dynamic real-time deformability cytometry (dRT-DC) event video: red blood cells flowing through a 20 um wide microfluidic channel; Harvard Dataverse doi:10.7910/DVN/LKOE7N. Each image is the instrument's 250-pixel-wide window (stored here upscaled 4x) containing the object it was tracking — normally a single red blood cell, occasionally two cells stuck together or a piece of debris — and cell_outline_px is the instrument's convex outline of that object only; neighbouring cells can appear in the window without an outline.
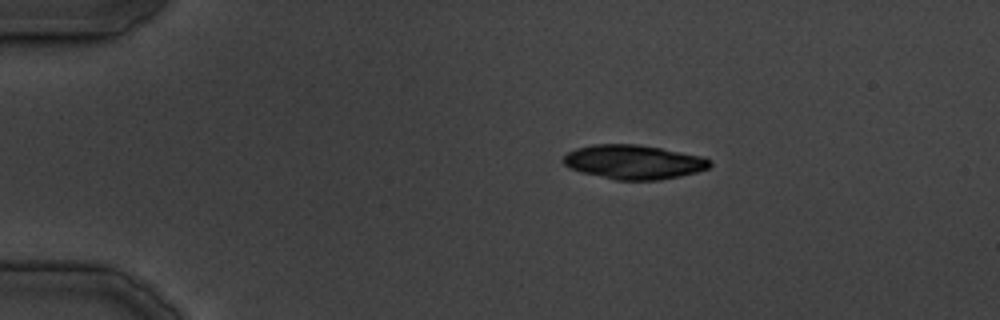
{"species": "common noctule bat (a hibernating species)", "species_latin": "Nyctalus noctula", "temperature_condition": "cold", "stored_images_in_passage": 30, "camera_frame_rate_fps": 3000, "um_per_image_px": 0.085, "animal": {"sex": "male", "body_mass_g": 19.5, "forearm_length_mm": 54.6}, "frame": {"image": 1, "passage_image": 1, "time_ms": 0.0, "image_size_px": [1000, 320], "cell_outline_px": [[712, 164], [708, 168], [696, 172], [680, 176], [660, 180], [616, 180], [580, 172], [568, 168], [560, 160], [568, 152], [576, 148], [592, 144], [636, 144], [660, 148], [704, 156], [712, 160]], "centroid_in_image_um": [53.85, 13.77], "position_along_channel_um": 31.2, "area_um2": 29.48}}